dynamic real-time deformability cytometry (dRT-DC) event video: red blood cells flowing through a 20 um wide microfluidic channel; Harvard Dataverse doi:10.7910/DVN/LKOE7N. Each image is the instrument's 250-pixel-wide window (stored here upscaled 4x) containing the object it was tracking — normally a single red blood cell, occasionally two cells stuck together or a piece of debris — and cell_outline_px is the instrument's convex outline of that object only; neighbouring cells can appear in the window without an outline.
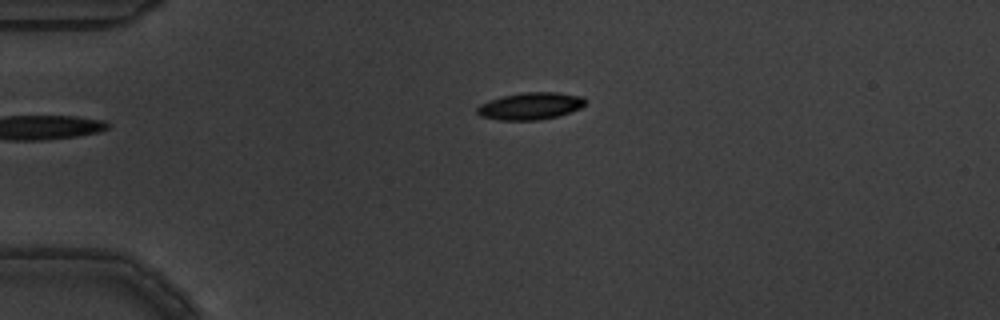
{"species": "common noctule bat (a hibernating species)", "species_latin": "Nyctalus noctula", "temperature_condition": "warm", "stored_images_in_passage": 3, "camera_frame_rate_fps": 3000, "um_per_image_px": 0.085, "animal": {"sex": "male", "body_mass_g": 19.5, "forearm_length_mm": 54.6}, "frame": {"image": 1, "passage_image": 3, "time_ms": 0.667, "image_size_px": [1000, 320], "cell_outline_px": [[584, 104], [580, 108], [556, 116], [540, 120], [500, 120], [480, 116], [476, 112], [476, 108], [480, 104], [488, 100], [500, 96], [524, 92], [556, 92], [584, 96]], "centroid_in_image_um": [45.03, 9.0], "position_along_channel_um": 40.0, "area_um2": 17.11}}